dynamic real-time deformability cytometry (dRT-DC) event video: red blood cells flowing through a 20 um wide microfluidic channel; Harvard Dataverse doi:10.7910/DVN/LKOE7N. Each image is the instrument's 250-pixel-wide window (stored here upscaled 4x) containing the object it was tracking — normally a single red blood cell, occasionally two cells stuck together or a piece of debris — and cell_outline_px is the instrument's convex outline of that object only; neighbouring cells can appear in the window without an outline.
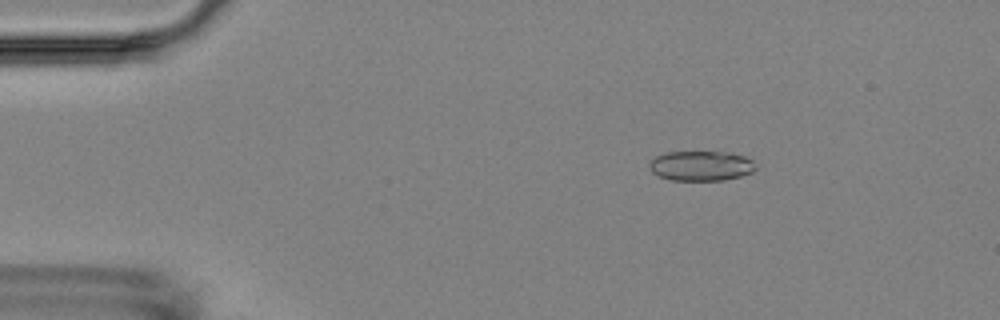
{"species": "Egyptian fruit bat (a non-hibernating species)", "species_latin": "Rousettus aegyptiacus", "temperature_condition": "room temperature", "stored_images_in_passage": 5, "camera_frame_rate_fps": 3000, "um_per_image_px": 0.085, "animal": {"sex": "female"}, "frame": {"image": 1, "passage_image": 2, "time_ms": 1.333, "image_size_px": [1000, 320], "cell_outline_px": [[756, 168], [752, 172], [740, 176], [724, 180], [672, 180], [660, 176], [652, 172], [648, 164], [656, 156], [664, 152], [728, 152], [744, 156], [752, 160]], "centroid_in_image_um": [59.58, 14.09], "position_along_channel_um": 25.4, "area_um2": 18.44}}